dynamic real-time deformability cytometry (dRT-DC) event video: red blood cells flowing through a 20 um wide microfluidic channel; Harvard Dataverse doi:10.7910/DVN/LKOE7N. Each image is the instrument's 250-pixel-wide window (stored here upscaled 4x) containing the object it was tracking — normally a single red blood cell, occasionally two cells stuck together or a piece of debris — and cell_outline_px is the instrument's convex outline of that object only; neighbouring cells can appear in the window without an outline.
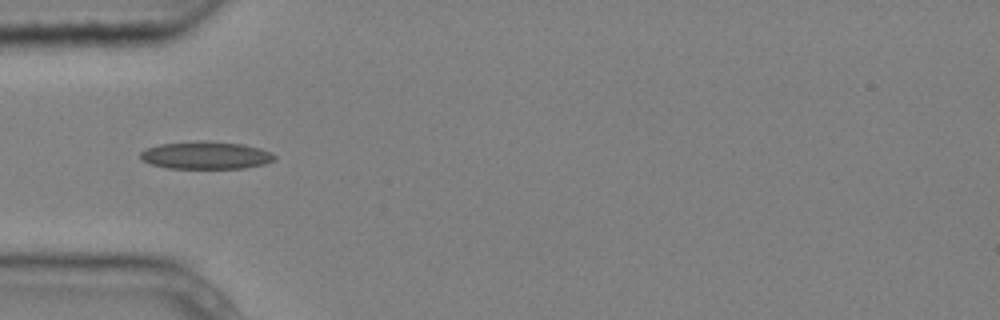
{"species": "common noctule bat (a hibernating species)", "species_latin": "Nyctalus noctula", "temperature_condition": "cold", "stored_images_in_passage": 5, "camera_frame_rate_fps": 3000, "um_per_image_px": 0.085, "animal": {"sex": "male", "body_mass_g": 20.4}, "frame": {"image": 1, "passage_image": 3, "time_ms": 0.667, "image_size_px": [1000, 320], "cell_outline_px": [[276, 160], [264, 164], [244, 168], [168, 168], [152, 164], [144, 160], [140, 156], [140, 152], [148, 148], [160, 144], [200, 140], [208, 140], [244, 144], [260, 148], [276, 156]], "centroid_in_image_um": [17.53, 13.19], "position_along_channel_um": 67.5, "area_um2": 21.56}}
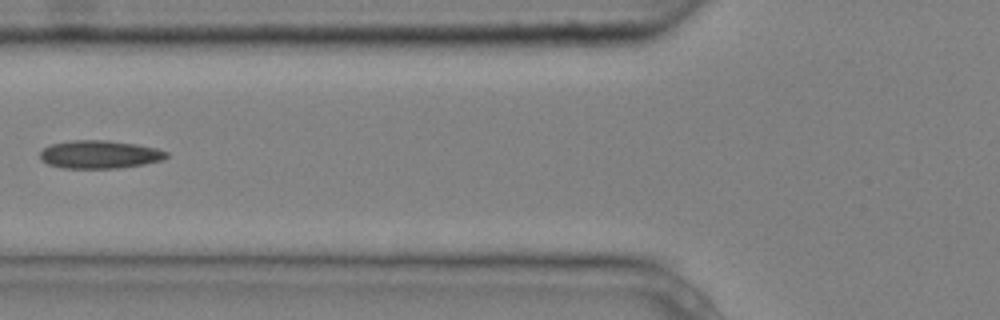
{"frame": {"image": 2, "passage_image": 4, "time_ms": 1.0, "image_size_px": [1000, 320], "cell_outline_px": [[168, 156], [164, 160], [144, 164], [120, 168], [64, 168], [48, 164], [40, 160], [40, 152], [44, 148], [52, 144], [72, 140], [108, 140], [136, 144], [156, 148], [168, 152]], "centroid_in_image_um": [8.48, 13.13], "position_along_channel_um": 117.3, "area_um2": 20.75}}